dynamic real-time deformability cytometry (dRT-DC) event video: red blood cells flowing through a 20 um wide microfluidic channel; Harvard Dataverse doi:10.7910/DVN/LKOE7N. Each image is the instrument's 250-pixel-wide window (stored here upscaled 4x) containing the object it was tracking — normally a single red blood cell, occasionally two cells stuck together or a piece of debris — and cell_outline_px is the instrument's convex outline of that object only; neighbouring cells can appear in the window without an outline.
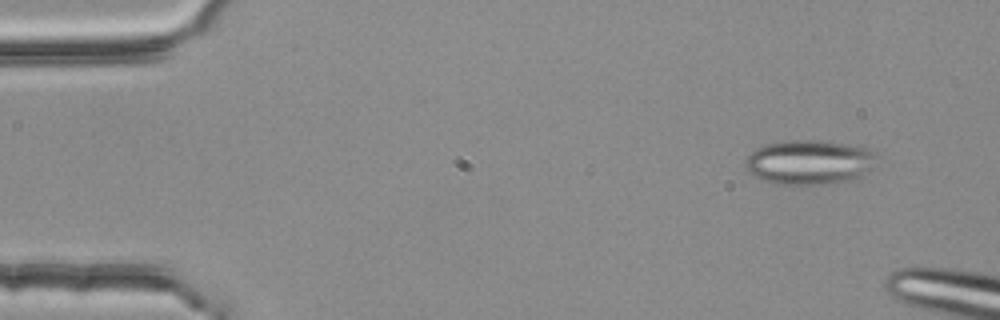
{"species": "common noctule bat (a hibernating species)", "species_latin": "Nyctalus noctula", "temperature_condition": "room temperature", "stored_images_in_passage": 3, "camera_frame_rate_fps": 3000, "um_per_image_px": 0.085, "animal": {"sex": "female", "body_mass_g": 25.1}, "frame": {"image": 1, "passage_image": 1, "time_ms": 0.0, "image_size_px": [1000, 320], "cell_outline_px": [[876, 152], [872, 168], [856, 180], [820, 184], [776, 184], [764, 180], [756, 176], [744, 168], [744, 160], [756, 148], [764, 144], [788, 140], [812, 140], [848, 144], [868, 148]], "centroid_in_image_um": [68.78, 13.78], "position_along_channel_um": 16.2, "area_um2": 34.16}}